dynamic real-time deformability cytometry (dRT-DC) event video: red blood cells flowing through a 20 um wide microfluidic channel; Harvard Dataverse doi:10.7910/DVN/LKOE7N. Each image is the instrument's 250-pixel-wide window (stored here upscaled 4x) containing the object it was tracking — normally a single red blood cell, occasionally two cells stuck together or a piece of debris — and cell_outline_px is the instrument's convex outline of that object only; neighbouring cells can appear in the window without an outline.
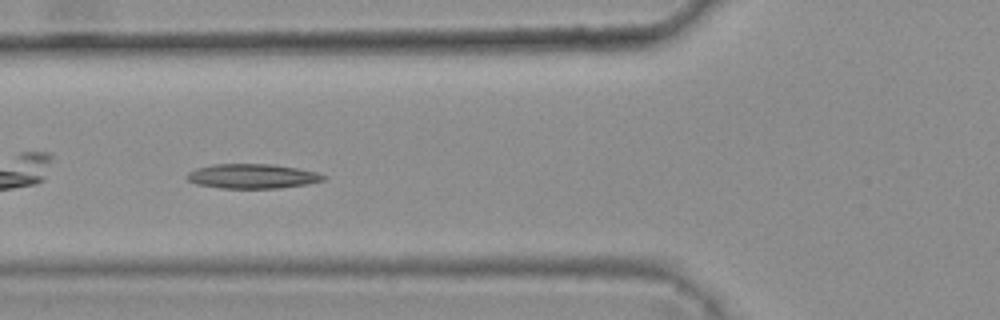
{"species": "common noctule bat (a hibernating species)", "species_latin": "Nyctalus noctula", "temperature_condition": "warm", "stored_images_in_passage": 14, "camera_frame_rate_fps": 3000, "um_per_image_px": 0.085, "animal": {"sex": "female", "body_mass_g": 25.1}, "frame": {"image": 1, "passage_image": 5, "time_ms": 1.333, "image_size_px": [1000, 320], "cell_outline_px": [[328, 176], [324, 180], [308, 184], [280, 188], [220, 188], [196, 184], [188, 180], [188, 172], [196, 168], [212, 164], [272, 164], [296, 168], [316, 172]], "centroid_in_image_um": [21.46, 14.98], "position_along_channel_um": 104.3, "area_um2": 19.54}}
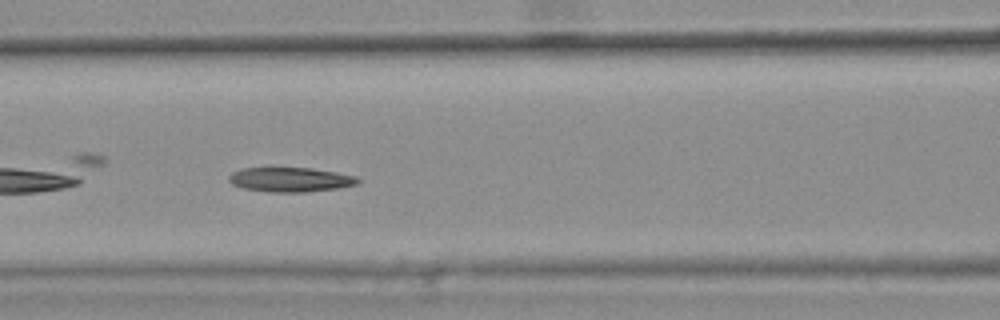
{"frame": {"image": 2, "passage_image": 8, "time_ms": 2.333, "image_size_px": [1000, 320], "cell_outline_px": [[360, 180], [356, 184], [336, 188], [308, 192], [272, 192], [244, 188], [232, 184], [228, 180], [228, 176], [232, 172], [240, 168], [268, 164], [272, 164], [312, 168], [336, 172], [356, 176]], "centroid_in_image_um": [24.58, 15.2], "position_along_channel_um": 142.0, "area_um2": 19.42}}